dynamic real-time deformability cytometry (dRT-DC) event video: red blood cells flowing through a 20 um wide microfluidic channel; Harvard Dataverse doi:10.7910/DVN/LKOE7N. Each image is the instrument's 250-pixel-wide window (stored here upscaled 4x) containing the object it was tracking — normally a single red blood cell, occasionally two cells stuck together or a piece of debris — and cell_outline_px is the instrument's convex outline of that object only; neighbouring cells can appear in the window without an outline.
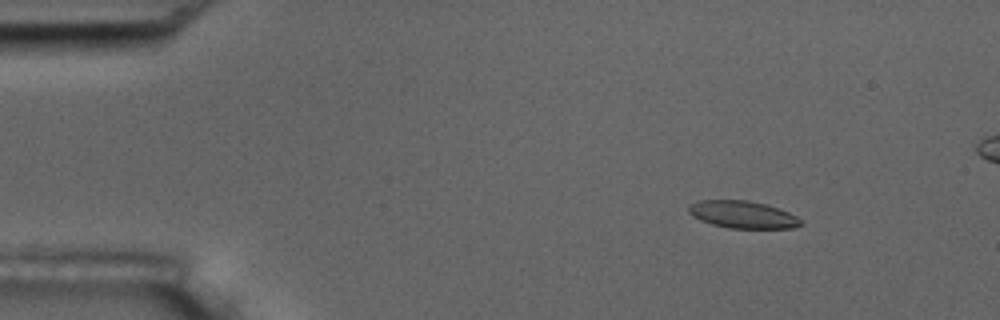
{"species": "common noctule bat (a hibernating species)", "species_latin": "Nyctalus noctula", "temperature_condition": "room temperature", "stored_images_in_passage": 5, "segment_of_instrument_passage": [1, 2], "camera_frame_rate_fps": 3000, "um_per_image_px": 0.085, "animal": {"sex": "male", "body_mass_g": 17.5, "forearm_length_mm": 52.3}, "frame": {"image": 1, "passage_image": 2, "time_ms": 1.333, "image_size_px": [1000, 320], "cell_outline_px": [[804, 224], [792, 228], [728, 228], [712, 224], [700, 220], [692, 216], [688, 212], [688, 204], [700, 200], [748, 200], [764, 204], [788, 212], [804, 220]], "centroid_in_image_um": [63.12, 18.24], "position_along_channel_um": 21.9, "area_um2": 17.92}}